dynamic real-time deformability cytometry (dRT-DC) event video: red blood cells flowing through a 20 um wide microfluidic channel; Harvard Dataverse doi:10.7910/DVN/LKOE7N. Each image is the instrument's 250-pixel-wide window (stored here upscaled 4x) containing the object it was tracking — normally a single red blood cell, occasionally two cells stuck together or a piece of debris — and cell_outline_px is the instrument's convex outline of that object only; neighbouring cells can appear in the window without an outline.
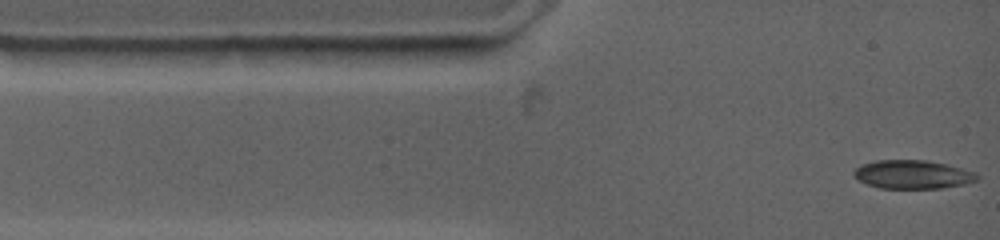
{"species": "common noctule bat (a hibernating species)", "species_latin": "Nyctalus noctula", "temperature_condition": "warm", "stored_images_in_passage": 2, "camera_frame_rate_fps": 4500, "um_per_image_px": 0.085, "animal": {"sex": "female", "body_mass_g": 19.0, "forearm_length_mm": 53.3}, "frame": {"image": 1, "passage_image": 2, "time_ms": 0.222, "image_size_px": [1000, 240], "cell_outline_px": [[980, 176], [976, 180], [960, 184], [940, 188], [880, 188], [868, 184], [860, 180], [856, 176], [856, 168], [860, 164], [872, 160], [928, 160], [948, 164], [964, 168], [976, 172]], "centroid_in_image_um": [77.6, 14.8], "position_along_channel_um": 7.4, "area_um2": 20.4}}